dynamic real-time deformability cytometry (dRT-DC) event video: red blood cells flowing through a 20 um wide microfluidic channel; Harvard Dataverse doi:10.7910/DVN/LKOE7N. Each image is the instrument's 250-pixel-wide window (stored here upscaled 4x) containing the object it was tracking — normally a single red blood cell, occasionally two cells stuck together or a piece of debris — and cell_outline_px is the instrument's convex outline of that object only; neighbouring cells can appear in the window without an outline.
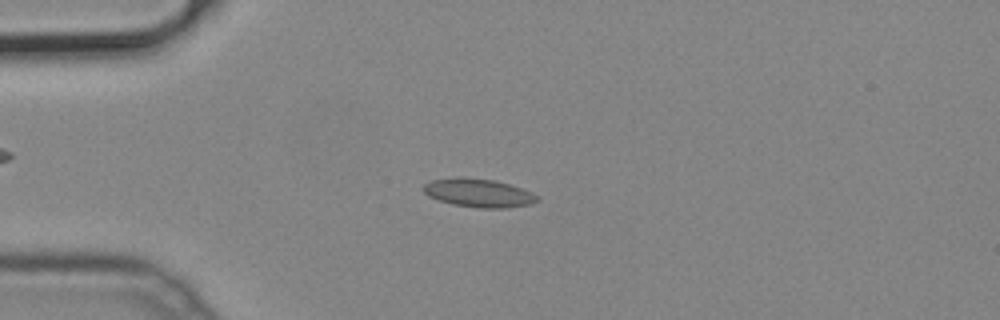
{"species": "common noctule bat (a hibernating species)", "species_latin": "Nyctalus noctula", "temperature_condition": "cold", "stored_images_in_passage": 50, "camera_frame_rate_fps": 3000, "um_per_image_px": 0.085, "animal": {"sex": "male", "body_mass_g": 19.2, "forearm_length_mm": 51.8}, "frame": {"image": 1, "passage_image": 12, "time_ms": 3.667, "image_size_px": [1000, 320], "cell_outline_px": [[540, 200], [532, 204], [508, 208], [480, 208], [452, 204], [436, 200], [428, 196], [424, 192], [424, 184], [432, 180], [496, 180], [532, 192]], "centroid_in_image_um": [40.74, 16.46], "position_along_channel_um": 44.3, "area_um2": 18.09}}
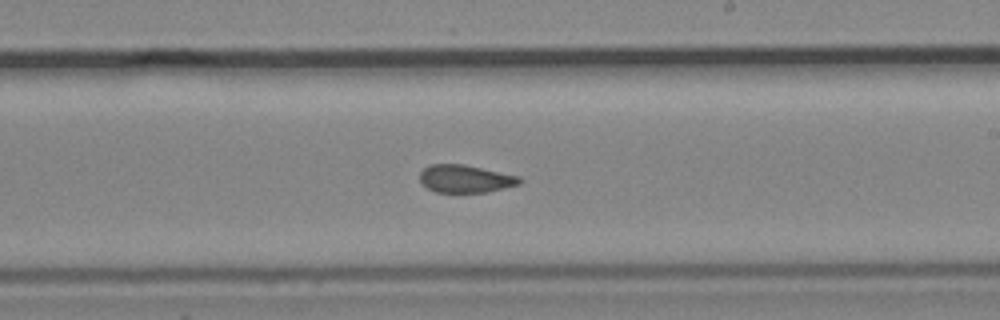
{"frame": {"image": 2, "passage_image": 29, "time_ms": 9.333, "image_size_px": [1000, 320], "cell_outline_px": [[524, 180], [520, 184], [488, 192], [436, 192], [428, 188], [420, 180], [420, 172], [428, 164], [464, 164], [520, 176]], "centroid_in_image_um": [39.59, 15.19], "position_along_channel_um": 249.4, "area_um2": 16.18}}
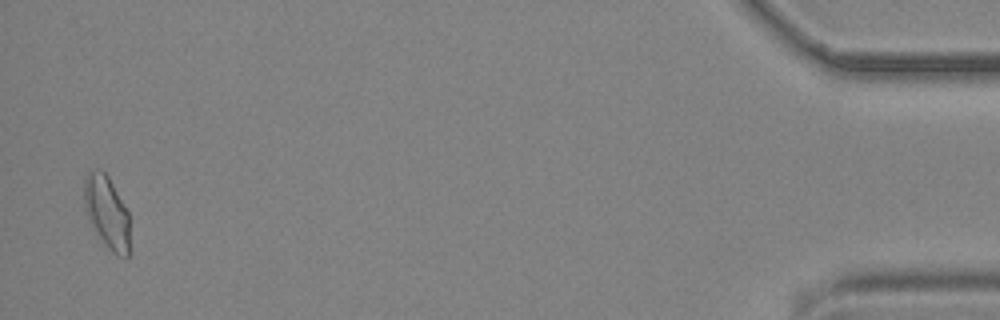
{"frame": {"image": 3, "passage_image": 49, "time_ms": 16.0, "image_size_px": [1000, 320], "cell_outline_px": [[128, 256], [112, 252], [108, 248], [92, 228], [88, 220], [84, 204], [84, 176], [92, 168], [100, 168], [108, 176], [128, 212]], "centroid_in_image_um": [9.03, 17.96], "position_along_channel_um": 426.2, "area_um2": 19.07}}